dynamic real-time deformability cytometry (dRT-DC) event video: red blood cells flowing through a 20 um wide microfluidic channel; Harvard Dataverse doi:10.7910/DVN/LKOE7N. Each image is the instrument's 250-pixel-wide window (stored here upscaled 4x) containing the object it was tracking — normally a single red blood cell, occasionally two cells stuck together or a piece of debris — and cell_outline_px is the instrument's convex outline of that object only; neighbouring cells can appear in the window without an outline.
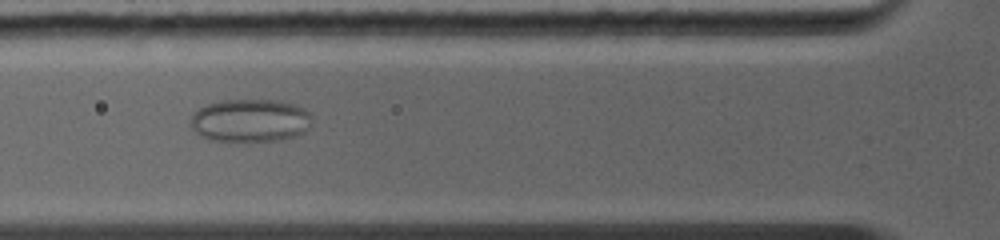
{"species": "common noctule bat (a hibernating species)", "species_latin": "Nyctalus noctula", "temperature_condition": "warm", "stored_images_in_passage": 25, "camera_frame_rate_fps": 5000, "um_per_image_px": 0.085, "animal": {"sex": "female", "body_mass_g": 19.0, "forearm_length_mm": 56.7}, "frame": {"image": 1, "passage_image": 7, "time_ms": 4.2, "image_size_px": [1000, 240], "cell_outline_px": [[308, 128], [304, 132], [296, 136], [280, 140], [244, 144], [212, 140], [200, 136], [188, 124], [192, 116], [200, 108], [208, 104], [224, 100], [280, 100], [292, 104], [308, 112]], "centroid_in_image_um": [21.2, 10.29], "position_along_channel_um": 104.6, "area_um2": 30.81}}
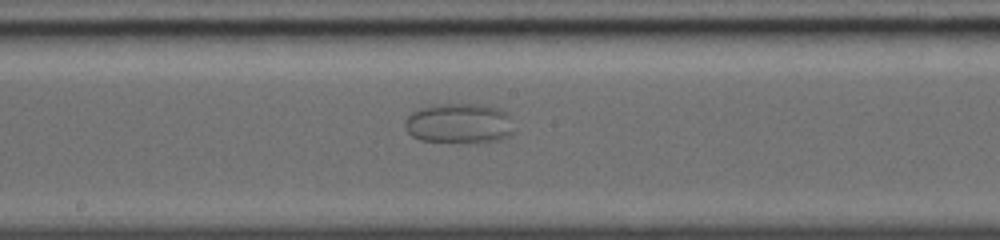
{"frame": {"image": 2, "passage_image": 11, "time_ms": 6.8, "image_size_px": [1000, 240], "cell_outline_px": [[512, 132], [508, 136], [500, 140], [476, 144], [420, 140], [412, 136], [408, 132], [404, 124], [404, 120], [412, 112], [424, 108], [444, 104], [472, 104], [496, 108], [504, 112], [508, 116]], "centroid_in_image_um": [39.0, 10.53], "position_along_channel_um": 209.2, "area_um2": 25.26}}
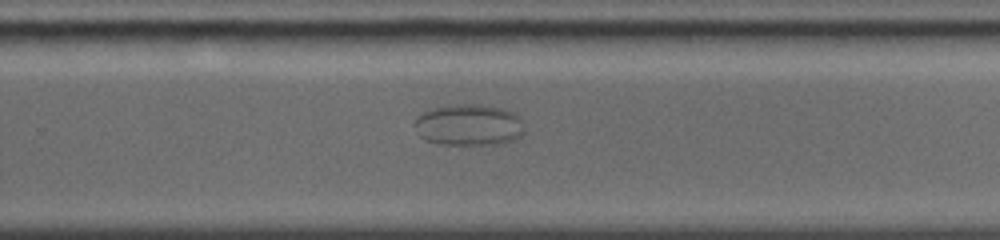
{"frame": {"image": 3, "passage_image": 14, "time_ms": 8.8, "image_size_px": [1000, 240], "cell_outline_px": [[524, 132], [520, 136], [504, 144], [436, 144], [424, 140], [420, 136], [416, 124], [416, 120], [424, 112], [436, 108], [452, 104], [480, 104], [500, 108], [512, 112], [520, 120], [524, 128]], "centroid_in_image_um": [39.87, 10.63], "position_along_channel_um": 289.9, "area_um2": 26.18}}